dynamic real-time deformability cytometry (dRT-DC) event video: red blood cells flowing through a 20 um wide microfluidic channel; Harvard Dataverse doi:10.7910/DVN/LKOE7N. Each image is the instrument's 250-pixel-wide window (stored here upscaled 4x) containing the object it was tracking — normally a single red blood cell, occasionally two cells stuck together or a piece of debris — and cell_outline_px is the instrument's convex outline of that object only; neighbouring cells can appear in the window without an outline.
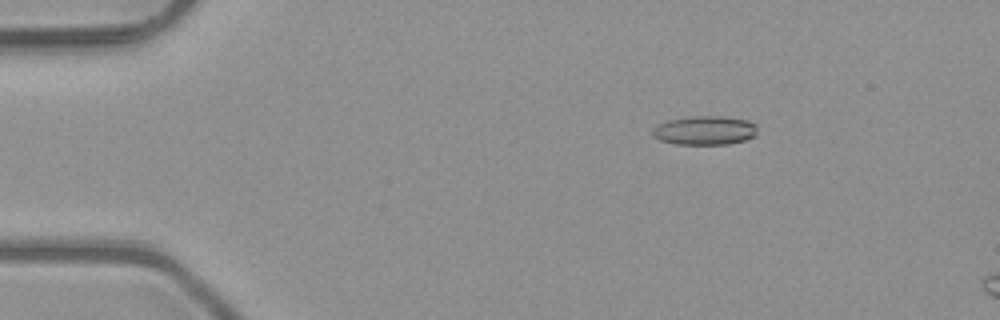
{"species": "common noctule bat (a hibernating species)", "species_latin": "Nyctalus noctula", "temperature_condition": "room temperature", "stored_images_in_passage": 5, "camera_frame_rate_fps": 3000, "um_per_image_px": 0.085, "animal": {"sex": "male", "body_mass_g": 23.1, "forearm_length_mm": 52.7}, "frame": {"image": 1, "passage_image": 3, "time_ms": 0.667, "image_size_px": [1000, 320], "cell_outline_px": [[756, 136], [744, 140], [728, 144], [676, 144], [660, 140], [652, 136], [652, 128], [656, 124], [668, 120], [692, 116], [720, 116], [748, 120], [756, 124]], "centroid_in_image_um": [59.88, 11.08], "position_along_channel_um": 25.1, "area_um2": 17.8}}